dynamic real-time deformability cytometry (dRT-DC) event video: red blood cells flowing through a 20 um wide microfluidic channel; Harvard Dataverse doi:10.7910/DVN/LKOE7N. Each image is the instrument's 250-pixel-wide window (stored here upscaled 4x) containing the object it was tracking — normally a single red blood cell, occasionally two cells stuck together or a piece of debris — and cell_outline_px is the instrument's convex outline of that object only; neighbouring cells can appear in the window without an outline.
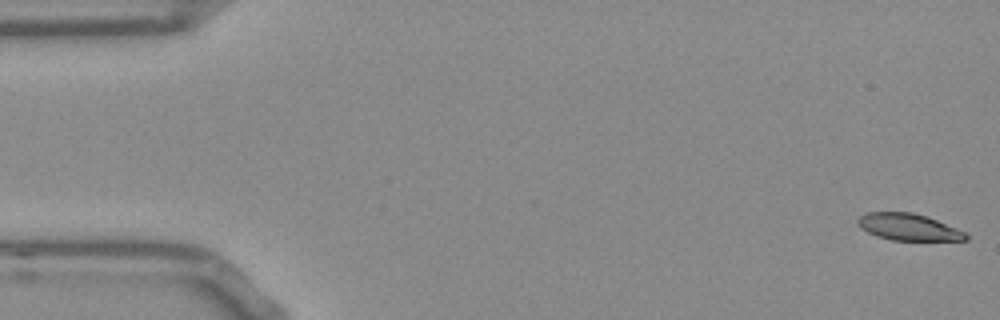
{"species": "Egyptian fruit bat (a non-hibernating species)", "species_latin": "Rousettus aegyptiacus", "temperature_condition": "room temperature", "stored_images_in_passage": 53, "camera_frame_rate_fps": 3000, "um_per_image_px": 0.085, "frame": {"image": 1, "passage_image": 1, "time_ms": 0.0, "image_size_px": [1000, 320], "cell_outline_px": [[968, 240], [892, 240], [876, 236], [860, 228], [856, 224], [856, 220], [864, 212], [912, 212], [928, 216], [968, 232]], "centroid_in_image_um": [77.23, 19.29], "position_along_channel_um": 7.8, "area_um2": 17.17}}
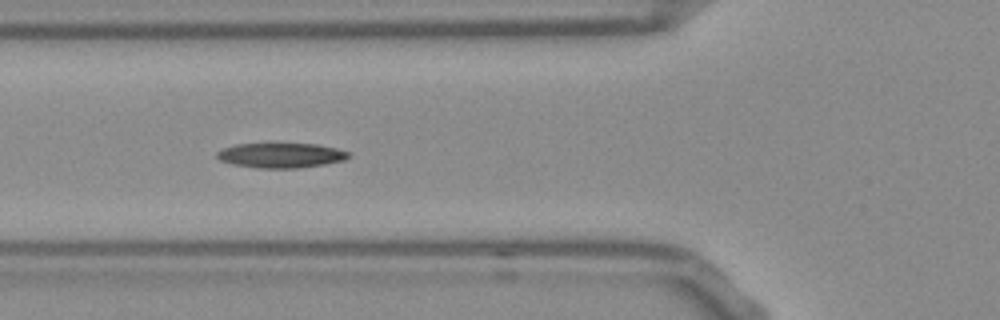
{"frame": {"image": 2, "passage_image": 19, "time_ms": 6.0, "image_size_px": [1000, 320], "cell_outline_px": [[352, 156], [344, 160], [324, 164], [296, 168], [256, 168], [232, 164], [220, 160], [216, 156], [216, 152], [224, 148], [236, 144], [316, 144], [336, 148], [352, 152]], "centroid_in_image_um": [23.91, 13.21], "position_along_channel_um": 101.9, "area_um2": 19.07}}
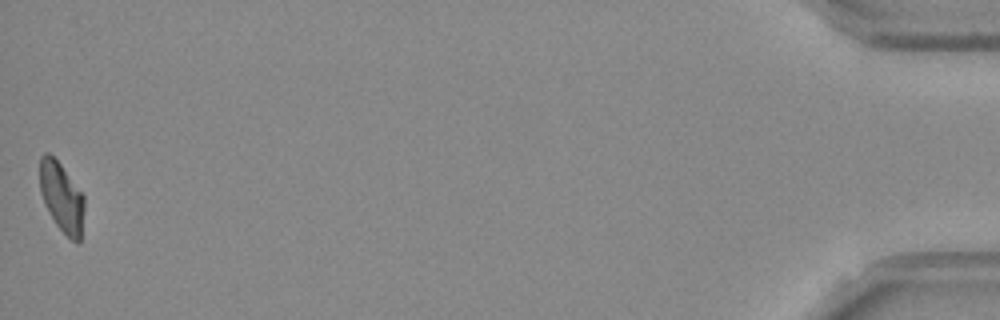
{"frame": {"image": 3, "passage_image": 53, "time_ms": 17.333, "image_size_px": [1000, 320], "cell_outline_px": [[84, 208], [80, 240], [76, 244], [56, 224], [40, 192], [40, 156], [44, 152], [48, 152], [60, 164], [84, 196]], "centroid_in_image_um": [5.24, 16.74], "position_along_channel_um": 430.0, "area_um2": 17.57}, "authors_computed_cell_mechanics": {"area_um2": 18.6116, "velocity_mm_per_s": 3.79, "shape_relaxation_time_tau1_ms": 9.548, "shape_relaxation_time_tau2_ms": 9.4422, "deformation_change_tau1": 0.2039, "deformation_change_tau2": 0.16}}